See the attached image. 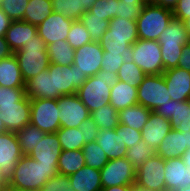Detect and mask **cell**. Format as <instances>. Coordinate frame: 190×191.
I'll list each match as a JSON object with an SVG mask.
<instances>
[{
	"label": "cell",
	"mask_w": 190,
	"mask_h": 191,
	"mask_svg": "<svg viewBox=\"0 0 190 191\" xmlns=\"http://www.w3.org/2000/svg\"><path fill=\"white\" fill-rule=\"evenodd\" d=\"M172 130L170 121L155 111H151L146 124L141 129L142 140L157 150L164 137Z\"/></svg>",
	"instance_id": "7402d4cb"
},
{
	"label": "cell",
	"mask_w": 190,
	"mask_h": 191,
	"mask_svg": "<svg viewBox=\"0 0 190 191\" xmlns=\"http://www.w3.org/2000/svg\"><path fill=\"white\" fill-rule=\"evenodd\" d=\"M18 61L23 80L33 78L41 71L48 69L50 61L47 53V45L39 35L26 43L22 49L14 52Z\"/></svg>",
	"instance_id": "277c9868"
},
{
	"label": "cell",
	"mask_w": 190,
	"mask_h": 191,
	"mask_svg": "<svg viewBox=\"0 0 190 191\" xmlns=\"http://www.w3.org/2000/svg\"><path fill=\"white\" fill-rule=\"evenodd\" d=\"M31 104L26 96L14 104L0 105V119L8 132H17L30 123Z\"/></svg>",
	"instance_id": "5bb4252c"
},
{
	"label": "cell",
	"mask_w": 190,
	"mask_h": 191,
	"mask_svg": "<svg viewBox=\"0 0 190 191\" xmlns=\"http://www.w3.org/2000/svg\"><path fill=\"white\" fill-rule=\"evenodd\" d=\"M119 0H96L89 8V12L93 15L101 17L103 20H111L117 17V8Z\"/></svg>",
	"instance_id": "ee69618b"
},
{
	"label": "cell",
	"mask_w": 190,
	"mask_h": 191,
	"mask_svg": "<svg viewBox=\"0 0 190 191\" xmlns=\"http://www.w3.org/2000/svg\"><path fill=\"white\" fill-rule=\"evenodd\" d=\"M5 132H7V130L5 128V125L2 121V119H0V134L5 133Z\"/></svg>",
	"instance_id": "be15d7a7"
},
{
	"label": "cell",
	"mask_w": 190,
	"mask_h": 191,
	"mask_svg": "<svg viewBox=\"0 0 190 191\" xmlns=\"http://www.w3.org/2000/svg\"><path fill=\"white\" fill-rule=\"evenodd\" d=\"M58 167L44 166L30 156L19 159L7 184L8 191H40L41 187L54 177Z\"/></svg>",
	"instance_id": "7a4b0ae2"
},
{
	"label": "cell",
	"mask_w": 190,
	"mask_h": 191,
	"mask_svg": "<svg viewBox=\"0 0 190 191\" xmlns=\"http://www.w3.org/2000/svg\"><path fill=\"white\" fill-rule=\"evenodd\" d=\"M143 3L148 4V3H153V0H141Z\"/></svg>",
	"instance_id": "a7ac6f4b"
},
{
	"label": "cell",
	"mask_w": 190,
	"mask_h": 191,
	"mask_svg": "<svg viewBox=\"0 0 190 191\" xmlns=\"http://www.w3.org/2000/svg\"><path fill=\"white\" fill-rule=\"evenodd\" d=\"M151 110L143 105H134L118 111L119 124L128 125L136 130L141 131L146 124Z\"/></svg>",
	"instance_id": "f546056e"
},
{
	"label": "cell",
	"mask_w": 190,
	"mask_h": 191,
	"mask_svg": "<svg viewBox=\"0 0 190 191\" xmlns=\"http://www.w3.org/2000/svg\"><path fill=\"white\" fill-rule=\"evenodd\" d=\"M137 100L151 111L171 101L163 74L146 75L137 87Z\"/></svg>",
	"instance_id": "52a82bcc"
},
{
	"label": "cell",
	"mask_w": 190,
	"mask_h": 191,
	"mask_svg": "<svg viewBox=\"0 0 190 191\" xmlns=\"http://www.w3.org/2000/svg\"><path fill=\"white\" fill-rule=\"evenodd\" d=\"M87 78V75L81 73L76 65L54 64L56 99L64 95L76 94Z\"/></svg>",
	"instance_id": "4fadbf2b"
},
{
	"label": "cell",
	"mask_w": 190,
	"mask_h": 191,
	"mask_svg": "<svg viewBox=\"0 0 190 191\" xmlns=\"http://www.w3.org/2000/svg\"><path fill=\"white\" fill-rule=\"evenodd\" d=\"M172 12L174 18L186 21L190 18V0H179Z\"/></svg>",
	"instance_id": "f5cc1de1"
},
{
	"label": "cell",
	"mask_w": 190,
	"mask_h": 191,
	"mask_svg": "<svg viewBox=\"0 0 190 191\" xmlns=\"http://www.w3.org/2000/svg\"><path fill=\"white\" fill-rule=\"evenodd\" d=\"M178 191H190V186L185 187V188H181V189L178 190Z\"/></svg>",
	"instance_id": "003e7915"
},
{
	"label": "cell",
	"mask_w": 190,
	"mask_h": 191,
	"mask_svg": "<svg viewBox=\"0 0 190 191\" xmlns=\"http://www.w3.org/2000/svg\"><path fill=\"white\" fill-rule=\"evenodd\" d=\"M145 3L141 0H119L117 17L136 20L142 13Z\"/></svg>",
	"instance_id": "f6af8a7d"
},
{
	"label": "cell",
	"mask_w": 190,
	"mask_h": 191,
	"mask_svg": "<svg viewBox=\"0 0 190 191\" xmlns=\"http://www.w3.org/2000/svg\"><path fill=\"white\" fill-rule=\"evenodd\" d=\"M78 128L84 133V145L97 139L99 128L91 117L82 121Z\"/></svg>",
	"instance_id": "f907efd6"
},
{
	"label": "cell",
	"mask_w": 190,
	"mask_h": 191,
	"mask_svg": "<svg viewBox=\"0 0 190 191\" xmlns=\"http://www.w3.org/2000/svg\"><path fill=\"white\" fill-rule=\"evenodd\" d=\"M36 35H38L37 26L25 21H12L6 32L5 38L10 49L14 53L22 49L30 40L35 39Z\"/></svg>",
	"instance_id": "d4e9b609"
},
{
	"label": "cell",
	"mask_w": 190,
	"mask_h": 191,
	"mask_svg": "<svg viewBox=\"0 0 190 191\" xmlns=\"http://www.w3.org/2000/svg\"><path fill=\"white\" fill-rule=\"evenodd\" d=\"M23 157L15 132L0 134V183L8 184L19 159Z\"/></svg>",
	"instance_id": "9c48e42d"
},
{
	"label": "cell",
	"mask_w": 190,
	"mask_h": 191,
	"mask_svg": "<svg viewBox=\"0 0 190 191\" xmlns=\"http://www.w3.org/2000/svg\"><path fill=\"white\" fill-rule=\"evenodd\" d=\"M83 11L86 12L89 10V8L96 2V0H81Z\"/></svg>",
	"instance_id": "94428289"
},
{
	"label": "cell",
	"mask_w": 190,
	"mask_h": 191,
	"mask_svg": "<svg viewBox=\"0 0 190 191\" xmlns=\"http://www.w3.org/2000/svg\"><path fill=\"white\" fill-rule=\"evenodd\" d=\"M100 173L102 188L135 183L136 168L126 157L109 160Z\"/></svg>",
	"instance_id": "8fae6325"
},
{
	"label": "cell",
	"mask_w": 190,
	"mask_h": 191,
	"mask_svg": "<svg viewBox=\"0 0 190 191\" xmlns=\"http://www.w3.org/2000/svg\"><path fill=\"white\" fill-rule=\"evenodd\" d=\"M132 46L133 62L146 75L163 74L162 52L158 41L138 39Z\"/></svg>",
	"instance_id": "8992f818"
},
{
	"label": "cell",
	"mask_w": 190,
	"mask_h": 191,
	"mask_svg": "<svg viewBox=\"0 0 190 191\" xmlns=\"http://www.w3.org/2000/svg\"><path fill=\"white\" fill-rule=\"evenodd\" d=\"M101 191H132V185L106 187L102 188Z\"/></svg>",
	"instance_id": "680465c9"
},
{
	"label": "cell",
	"mask_w": 190,
	"mask_h": 191,
	"mask_svg": "<svg viewBox=\"0 0 190 191\" xmlns=\"http://www.w3.org/2000/svg\"><path fill=\"white\" fill-rule=\"evenodd\" d=\"M12 20L0 9V37H5Z\"/></svg>",
	"instance_id": "11a10c76"
},
{
	"label": "cell",
	"mask_w": 190,
	"mask_h": 191,
	"mask_svg": "<svg viewBox=\"0 0 190 191\" xmlns=\"http://www.w3.org/2000/svg\"><path fill=\"white\" fill-rule=\"evenodd\" d=\"M52 13L51 0H29L24 13V21L38 26Z\"/></svg>",
	"instance_id": "4dcf8cb0"
},
{
	"label": "cell",
	"mask_w": 190,
	"mask_h": 191,
	"mask_svg": "<svg viewBox=\"0 0 190 191\" xmlns=\"http://www.w3.org/2000/svg\"><path fill=\"white\" fill-rule=\"evenodd\" d=\"M123 64V58L120 54H108L104 51L101 62V69L107 73H118L120 66Z\"/></svg>",
	"instance_id": "681fc988"
},
{
	"label": "cell",
	"mask_w": 190,
	"mask_h": 191,
	"mask_svg": "<svg viewBox=\"0 0 190 191\" xmlns=\"http://www.w3.org/2000/svg\"><path fill=\"white\" fill-rule=\"evenodd\" d=\"M188 148H190V130L179 132L172 129L158 146L156 155L164 160L180 158Z\"/></svg>",
	"instance_id": "ffe728a7"
},
{
	"label": "cell",
	"mask_w": 190,
	"mask_h": 191,
	"mask_svg": "<svg viewBox=\"0 0 190 191\" xmlns=\"http://www.w3.org/2000/svg\"><path fill=\"white\" fill-rule=\"evenodd\" d=\"M57 105L60 112V126L64 128H78L91 114L77 94L59 97Z\"/></svg>",
	"instance_id": "7c38bea8"
},
{
	"label": "cell",
	"mask_w": 190,
	"mask_h": 191,
	"mask_svg": "<svg viewBox=\"0 0 190 191\" xmlns=\"http://www.w3.org/2000/svg\"><path fill=\"white\" fill-rule=\"evenodd\" d=\"M164 165L166 191H178L190 186V169L181 157L166 159Z\"/></svg>",
	"instance_id": "603a6c76"
},
{
	"label": "cell",
	"mask_w": 190,
	"mask_h": 191,
	"mask_svg": "<svg viewBox=\"0 0 190 191\" xmlns=\"http://www.w3.org/2000/svg\"><path fill=\"white\" fill-rule=\"evenodd\" d=\"M85 166V158L80 150H62L58 159V172L69 176Z\"/></svg>",
	"instance_id": "836d02e7"
},
{
	"label": "cell",
	"mask_w": 190,
	"mask_h": 191,
	"mask_svg": "<svg viewBox=\"0 0 190 191\" xmlns=\"http://www.w3.org/2000/svg\"><path fill=\"white\" fill-rule=\"evenodd\" d=\"M26 97L24 87L9 88L0 85V105L14 104Z\"/></svg>",
	"instance_id": "c3c4849f"
},
{
	"label": "cell",
	"mask_w": 190,
	"mask_h": 191,
	"mask_svg": "<svg viewBox=\"0 0 190 191\" xmlns=\"http://www.w3.org/2000/svg\"><path fill=\"white\" fill-rule=\"evenodd\" d=\"M16 135L23 156H29L33 152L37 143L43 140L45 132L29 123L25 125L21 130L17 131Z\"/></svg>",
	"instance_id": "d6a6232c"
},
{
	"label": "cell",
	"mask_w": 190,
	"mask_h": 191,
	"mask_svg": "<svg viewBox=\"0 0 190 191\" xmlns=\"http://www.w3.org/2000/svg\"><path fill=\"white\" fill-rule=\"evenodd\" d=\"M30 123L45 133H55L60 126L57 99H30Z\"/></svg>",
	"instance_id": "ba28073f"
},
{
	"label": "cell",
	"mask_w": 190,
	"mask_h": 191,
	"mask_svg": "<svg viewBox=\"0 0 190 191\" xmlns=\"http://www.w3.org/2000/svg\"><path fill=\"white\" fill-rule=\"evenodd\" d=\"M172 19V10L153 3L145 4L141 15L136 19L138 38L158 41Z\"/></svg>",
	"instance_id": "5b68a950"
},
{
	"label": "cell",
	"mask_w": 190,
	"mask_h": 191,
	"mask_svg": "<svg viewBox=\"0 0 190 191\" xmlns=\"http://www.w3.org/2000/svg\"><path fill=\"white\" fill-rule=\"evenodd\" d=\"M0 85L6 88L25 87V81L14 54L0 60Z\"/></svg>",
	"instance_id": "83f0119b"
},
{
	"label": "cell",
	"mask_w": 190,
	"mask_h": 191,
	"mask_svg": "<svg viewBox=\"0 0 190 191\" xmlns=\"http://www.w3.org/2000/svg\"><path fill=\"white\" fill-rule=\"evenodd\" d=\"M40 191H74L68 176L57 173L41 187Z\"/></svg>",
	"instance_id": "7dc6e473"
},
{
	"label": "cell",
	"mask_w": 190,
	"mask_h": 191,
	"mask_svg": "<svg viewBox=\"0 0 190 191\" xmlns=\"http://www.w3.org/2000/svg\"><path fill=\"white\" fill-rule=\"evenodd\" d=\"M136 20L114 17L99 43L108 54H120L123 63L133 62V44L138 40Z\"/></svg>",
	"instance_id": "6da1fadb"
},
{
	"label": "cell",
	"mask_w": 190,
	"mask_h": 191,
	"mask_svg": "<svg viewBox=\"0 0 190 191\" xmlns=\"http://www.w3.org/2000/svg\"><path fill=\"white\" fill-rule=\"evenodd\" d=\"M66 41L74 50L92 42L88 31L79 20L73 21Z\"/></svg>",
	"instance_id": "b9f144b4"
},
{
	"label": "cell",
	"mask_w": 190,
	"mask_h": 191,
	"mask_svg": "<svg viewBox=\"0 0 190 191\" xmlns=\"http://www.w3.org/2000/svg\"><path fill=\"white\" fill-rule=\"evenodd\" d=\"M184 23L190 37V18L184 21Z\"/></svg>",
	"instance_id": "e7e4bbea"
},
{
	"label": "cell",
	"mask_w": 190,
	"mask_h": 191,
	"mask_svg": "<svg viewBox=\"0 0 190 191\" xmlns=\"http://www.w3.org/2000/svg\"><path fill=\"white\" fill-rule=\"evenodd\" d=\"M90 117L99 129H116L120 125L118 111L110 104L91 112Z\"/></svg>",
	"instance_id": "d590c367"
},
{
	"label": "cell",
	"mask_w": 190,
	"mask_h": 191,
	"mask_svg": "<svg viewBox=\"0 0 190 191\" xmlns=\"http://www.w3.org/2000/svg\"><path fill=\"white\" fill-rule=\"evenodd\" d=\"M189 41L190 37L185 23L174 17L158 39L160 46H184Z\"/></svg>",
	"instance_id": "f1b7e54d"
},
{
	"label": "cell",
	"mask_w": 190,
	"mask_h": 191,
	"mask_svg": "<svg viewBox=\"0 0 190 191\" xmlns=\"http://www.w3.org/2000/svg\"><path fill=\"white\" fill-rule=\"evenodd\" d=\"M117 81V73L101 69L96 75L88 77L76 94L91 113L109 104L111 86Z\"/></svg>",
	"instance_id": "3957f363"
},
{
	"label": "cell",
	"mask_w": 190,
	"mask_h": 191,
	"mask_svg": "<svg viewBox=\"0 0 190 191\" xmlns=\"http://www.w3.org/2000/svg\"><path fill=\"white\" fill-rule=\"evenodd\" d=\"M85 158V165L91 168L101 170L109 161L103 149L97 141H92L82 147Z\"/></svg>",
	"instance_id": "74e56055"
},
{
	"label": "cell",
	"mask_w": 190,
	"mask_h": 191,
	"mask_svg": "<svg viewBox=\"0 0 190 191\" xmlns=\"http://www.w3.org/2000/svg\"><path fill=\"white\" fill-rule=\"evenodd\" d=\"M117 76L119 81L137 88L146 74L134 62H125L120 66Z\"/></svg>",
	"instance_id": "ab89813d"
},
{
	"label": "cell",
	"mask_w": 190,
	"mask_h": 191,
	"mask_svg": "<svg viewBox=\"0 0 190 191\" xmlns=\"http://www.w3.org/2000/svg\"><path fill=\"white\" fill-rule=\"evenodd\" d=\"M53 12L73 21L79 20L85 13L81 0H51Z\"/></svg>",
	"instance_id": "f35d334b"
},
{
	"label": "cell",
	"mask_w": 190,
	"mask_h": 191,
	"mask_svg": "<svg viewBox=\"0 0 190 191\" xmlns=\"http://www.w3.org/2000/svg\"><path fill=\"white\" fill-rule=\"evenodd\" d=\"M109 104L117 111L137 105V88L118 80L111 86Z\"/></svg>",
	"instance_id": "4316f807"
},
{
	"label": "cell",
	"mask_w": 190,
	"mask_h": 191,
	"mask_svg": "<svg viewBox=\"0 0 190 191\" xmlns=\"http://www.w3.org/2000/svg\"><path fill=\"white\" fill-rule=\"evenodd\" d=\"M104 50L99 42H89L75 50L73 65L78 66L87 77L94 76L101 70Z\"/></svg>",
	"instance_id": "9a60e30c"
},
{
	"label": "cell",
	"mask_w": 190,
	"mask_h": 191,
	"mask_svg": "<svg viewBox=\"0 0 190 191\" xmlns=\"http://www.w3.org/2000/svg\"><path fill=\"white\" fill-rule=\"evenodd\" d=\"M62 150H80L84 146V133L81 129L60 127L56 132Z\"/></svg>",
	"instance_id": "e575fe53"
},
{
	"label": "cell",
	"mask_w": 190,
	"mask_h": 191,
	"mask_svg": "<svg viewBox=\"0 0 190 191\" xmlns=\"http://www.w3.org/2000/svg\"><path fill=\"white\" fill-rule=\"evenodd\" d=\"M164 71L176 68L183 51V46H160Z\"/></svg>",
	"instance_id": "bcb514c9"
},
{
	"label": "cell",
	"mask_w": 190,
	"mask_h": 191,
	"mask_svg": "<svg viewBox=\"0 0 190 191\" xmlns=\"http://www.w3.org/2000/svg\"><path fill=\"white\" fill-rule=\"evenodd\" d=\"M169 96L175 101L190 100V72L180 67L163 72Z\"/></svg>",
	"instance_id": "d6986e66"
},
{
	"label": "cell",
	"mask_w": 190,
	"mask_h": 191,
	"mask_svg": "<svg viewBox=\"0 0 190 191\" xmlns=\"http://www.w3.org/2000/svg\"><path fill=\"white\" fill-rule=\"evenodd\" d=\"M132 191H150V190L147 188L141 187V186L137 185L136 183H134L132 185Z\"/></svg>",
	"instance_id": "6125c7cd"
},
{
	"label": "cell",
	"mask_w": 190,
	"mask_h": 191,
	"mask_svg": "<svg viewBox=\"0 0 190 191\" xmlns=\"http://www.w3.org/2000/svg\"><path fill=\"white\" fill-rule=\"evenodd\" d=\"M29 0H0V9L12 21H24V13Z\"/></svg>",
	"instance_id": "7bdbcfd3"
},
{
	"label": "cell",
	"mask_w": 190,
	"mask_h": 191,
	"mask_svg": "<svg viewBox=\"0 0 190 191\" xmlns=\"http://www.w3.org/2000/svg\"><path fill=\"white\" fill-rule=\"evenodd\" d=\"M122 128V140L126 144V148L137 146L142 140L141 131L136 130L128 125H119Z\"/></svg>",
	"instance_id": "816d5d0a"
},
{
	"label": "cell",
	"mask_w": 190,
	"mask_h": 191,
	"mask_svg": "<svg viewBox=\"0 0 190 191\" xmlns=\"http://www.w3.org/2000/svg\"><path fill=\"white\" fill-rule=\"evenodd\" d=\"M0 191H8L6 184H0Z\"/></svg>",
	"instance_id": "03108f58"
},
{
	"label": "cell",
	"mask_w": 190,
	"mask_h": 191,
	"mask_svg": "<svg viewBox=\"0 0 190 191\" xmlns=\"http://www.w3.org/2000/svg\"><path fill=\"white\" fill-rule=\"evenodd\" d=\"M14 54L13 51L10 49V46L6 42L5 37H0V60L3 58H7L10 55Z\"/></svg>",
	"instance_id": "9f6ffc18"
},
{
	"label": "cell",
	"mask_w": 190,
	"mask_h": 191,
	"mask_svg": "<svg viewBox=\"0 0 190 191\" xmlns=\"http://www.w3.org/2000/svg\"><path fill=\"white\" fill-rule=\"evenodd\" d=\"M25 94L30 99H56L54 64L25 82Z\"/></svg>",
	"instance_id": "2e32d148"
},
{
	"label": "cell",
	"mask_w": 190,
	"mask_h": 191,
	"mask_svg": "<svg viewBox=\"0 0 190 191\" xmlns=\"http://www.w3.org/2000/svg\"><path fill=\"white\" fill-rule=\"evenodd\" d=\"M185 166L190 169V148H188L181 156Z\"/></svg>",
	"instance_id": "91938a15"
},
{
	"label": "cell",
	"mask_w": 190,
	"mask_h": 191,
	"mask_svg": "<svg viewBox=\"0 0 190 191\" xmlns=\"http://www.w3.org/2000/svg\"><path fill=\"white\" fill-rule=\"evenodd\" d=\"M79 21L85 26L93 42H99L109 27V20H103L89 11H86Z\"/></svg>",
	"instance_id": "8d00e7d4"
},
{
	"label": "cell",
	"mask_w": 190,
	"mask_h": 191,
	"mask_svg": "<svg viewBox=\"0 0 190 191\" xmlns=\"http://www.w3.org/2000/svg\"><path fill=\"white\" fill-rule=\"evenodd\" d=\"M73 20L53 12L37 26V34L49 45L59 40L66 41Z\"/></svg>",
	"instance_id": "e0dca14e"
},
{
	"label": "cell",
	"mask_w": 190,
	"mask_h": 191,
	"mask_svg": "<svg viewBox=\"0 0 190 191\" xmlns=\"http://www.w3.org/2000/svg\"><path fill=\"white\" fill-rule=\"evenodd\" d=\"M154 111L167 118L172 129L179 132L190 130V100L177 102L171 99L170 102L157 107Z\"/></svg>",
	"instance_id": "ac0fdd59"
},
{
	"label": "cell",
	"mask_w": 190,
	"mask_h": 191,
	"mask_svg": "<svg viewBox=\"0 0 190 191\" xmlns=\"http://www.w3.org/2000/svg\"><path fill=\"white\" fill-rule=\"evenodd\" d=\"M155 155L156 150L146 145L143 140H140L137 146L127 149L126 159L131 162L135 168H138Z\"/></svg>",
	"instance_id": "60d3db41"
},
{
	"label": "cell",
	"mask_w": 190,
	"mask_h": 191,
	"mask_svg": "<svg viewBox=\"0 0 190 191\" xmlns=\"http://www.w3.org/2000/svg\"><path fill=\"white\" fill-rule=\"evenodd\" d=\"M47 53L51 64L69 66L74 63L75 50L67 41L59 40L47 45Z\"/></svg>",
	"instance_id": "1f68e13d"
},
{
	"label": "cell",
	"mask_w": 190,
	"mask_h": 191,
	"mask_svg": "<svg viewBox=\"0 0 190 191\" xmlns=\"http://www.w3.org/2000/svg\"><path fill=\"white\" fill-rule=\"evenodd\" d=\"M179 0H153V4L162 6L164 8L170 9L173 11V9L176 7Z\"/></svg>",
	"instance_id": "6f0895ef"
},
{
	"label": "cell",
	"mask_w": 190,
	"mask_h": 191,
	"mask_svg": "<svg viewBox=\"0 0 190 191\" xmlns=\"http://www.w3.org/2000/svg\"><path fill=\"white\" fill-rule=\"evenodd\" d=\"M177 67L190 72V41L183 46L182 55L178 60Z\"/></svg>",
	"instance_id": "db71d44e"
},
{
	"label": "cell",
	"mask_w": 190,
	"mask_h": 191,
	"mask_svg": "<svg viewBox=\"0 0 190 191\" xmlns=\"http://www.w3.org/2000/svg\"><path fill=\"white\" fill-rule=\"evenodd\" d=\"M61 152L62 148L56 132L45 133L43 140L37 143L29 156L44 166L58 167Z\"/></svg>",
	"instance_id": "44dd1931"
},
{
	"label": "cell",
	"mask_w": 190,
	"mask_h": 191,
	"mask_svg": "<svg viewBox=\"0 0 190 191\" xmlns=\"http://www.w3.org/2000/svg\"><path fill=\"white\" fill-rule=\"evenodd\" d=\"M109 160L126 157L127 148L122 140V128L99 129L96 139Z\"/></svg>",
	"instance_id": "cb8c5ba5"
},
{
	"label": "cell",
	"mask_w": 190,
	"mask_h": 191,
	"mask_svg": "<svg viewBox=\"0 0 190 191\" xmlns=\"http://www.w3.org/2000/svg\"><path fill=\"white\" fill-rule=\"evenodd\" d=\"M165 160L155 155L136 168L135 183L150 191H166Z\"/></svg>",
	"instance_id": "30bf717a"
},
{
	"label": "cell",
	"mask_w": 190,
	"mask_h": 191,
	"mask_svg": "<svg viewBox=\"0 0 190 191\" xmlns=\"http://www.w3.org/2000/svg\"><path fill=\"white\" fill-rule=\"evenodd\" d=\"M74 191H101L100 170L84 166L76 173L68 176Z\"/></svg>",
	"instance_id": "484cf974"
}]
</instances>
